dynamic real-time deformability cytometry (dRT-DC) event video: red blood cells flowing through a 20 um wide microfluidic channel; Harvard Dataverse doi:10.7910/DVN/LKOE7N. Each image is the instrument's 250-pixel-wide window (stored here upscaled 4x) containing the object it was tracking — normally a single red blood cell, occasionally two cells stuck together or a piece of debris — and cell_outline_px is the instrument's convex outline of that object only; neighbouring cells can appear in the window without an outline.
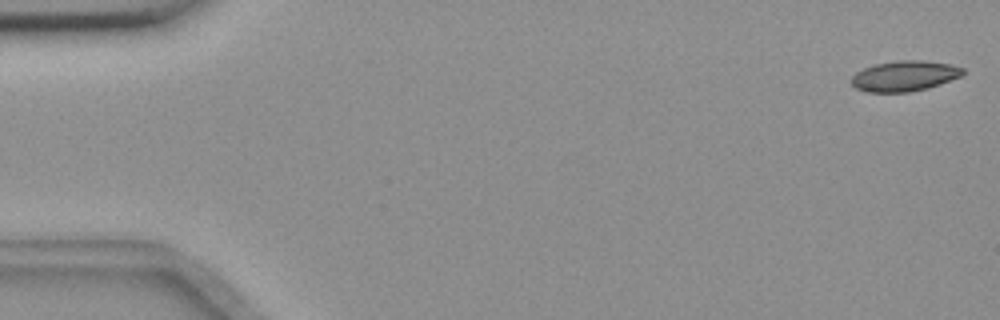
{"species": "common noctule bat (a hibernating species)", "species_latin": "Nyctalus noctula", "temperature_condition": "room temperature", "stored_images_in_passage": 56, "camera_frame_rate_fps": 3000, "um_per_image_px": 0.085, "animal": {"sex": "female", "body_mass_g": 18.4}, "frame": {"image": 1, "passage_image": 1, "time_ms": 0.0, "image_size_px": [1000, 320], "cell_outline_px": [[964, 72], [960, 76], [940, 84], [928, 88], [908, 92], [868, 92], [856, 88], [852, 84], [852, 76], [856, 72], [864, 68], [876, 64], [896, 60], [924, 60], [948, 64], [964, 68]], "centroid_in_image_um": [76.87, 6.45], "position_along_channel_um": 8.1, "area_um2": 19.65}}
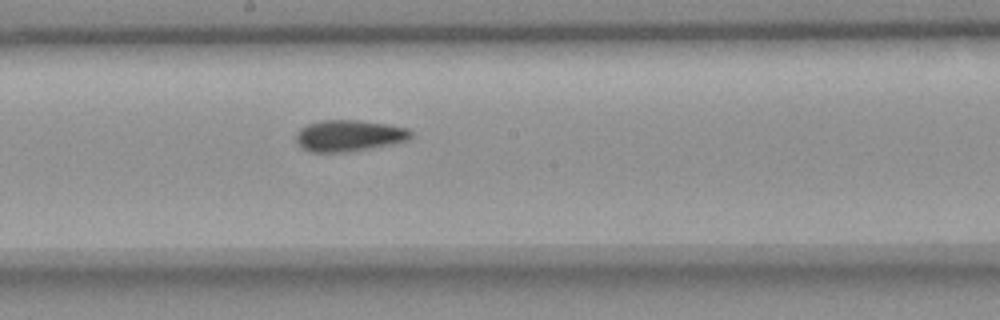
{"frame": {"image": 2, "passage_image": 30, "time_ms": 9.667, "image_size_px": [1000, 320], "cell_outline_px": [[412, 136], [408, 140], [368, 148], [344, 152], [312, 152], [300, 148], [296, 140], [296, 136], [300, 128], [308, 124], [320, 120], [360, 120], [388, 124], [408, 128], [412, 132]], "centroid_in_image_um": [29.64, 11.52], "position_along_channel_um": 218.6, "area_um2": 20.92}}
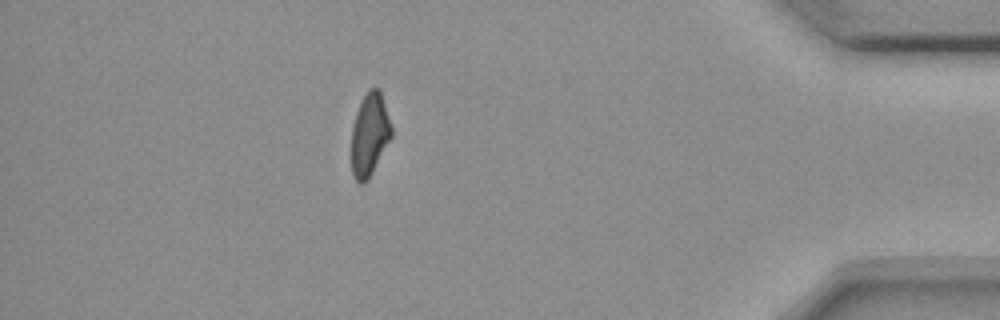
{"frame": {"image": 3, "passage_image": 49, "time_ms": 16.0, "image_size_px": [1000, 320], "cell_outline_px": [[392, 136], [368, 180], [364, 184], [360, 184], [356, 180], [352, 172], [352, 128], [356, 112], [368, 88], [380, 88], [392, 128]], "centroid_in_image_um": [31.42, 11.43], "position_along_channel_um": 403.8, "area_um2": 19.19}}